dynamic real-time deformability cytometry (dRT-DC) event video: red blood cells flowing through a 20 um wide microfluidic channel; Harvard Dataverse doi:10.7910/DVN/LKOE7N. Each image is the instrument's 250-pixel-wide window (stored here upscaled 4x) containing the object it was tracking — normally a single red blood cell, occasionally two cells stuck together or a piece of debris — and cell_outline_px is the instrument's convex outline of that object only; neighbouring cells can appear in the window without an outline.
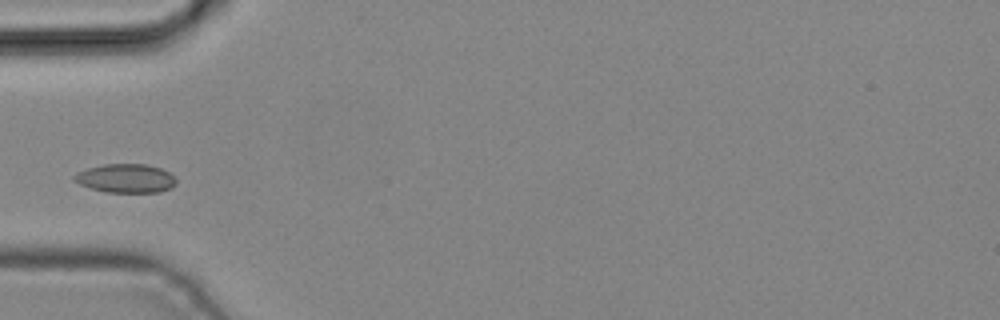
{"species": "common noctule bat (a hibernating species)", "species_latin": "Nyctalus noctula", "temperature_condition": "cold", "stored_images_in_passage": 3, "camera_frame_rate_fps": 3000, "um_per_image_px": 0.085, "animal": {"sex": "male", "body_mass_g": 19.2, "forearm_length_mm": 51.8}, "frame": {"image": 1, "passage_image": 3, "time_ms": 0.667, "image_size_px": [1000, 320], "cell_outline_px": [[176, 184], [172, 188], [160, 192], [108, 192], [92, 188], [80, 184], [72, 180], [72, 176], [76, 172], [88, 168], [104, 164], [148, 164], [160, 168], [176, 176]], "centroid_in_image_um": [10.71, 15.15], "position_along_channel_um": 74.3, "area_um2": 17.22}}